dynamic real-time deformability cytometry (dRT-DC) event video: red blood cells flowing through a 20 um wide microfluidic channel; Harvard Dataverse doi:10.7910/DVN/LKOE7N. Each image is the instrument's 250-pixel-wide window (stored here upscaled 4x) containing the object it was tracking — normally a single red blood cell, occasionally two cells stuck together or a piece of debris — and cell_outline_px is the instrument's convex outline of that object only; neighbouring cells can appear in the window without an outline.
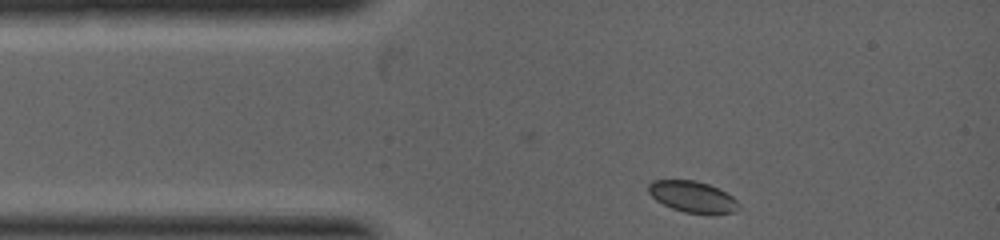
{"species": "common noctule bat (a hibernating species)", "species_latin": "Nyctalus noctula", "temperature_condition": "warm", "stored_images_in_passage": 6, "camera_frame_rate_fps": 5000, "um_per_image_px": 0.085, "animal": {"sex": "female", "body_mass_g": 19.0, "forearm_length_mm": 53.3}, "frame": {"image": 1, "passage_image": 1, "time_ms": 0.0, "image_size_px": [1000, 240], "cell_outline_px": [[740, 208], [736, 212], [716, 216], [708, 216], [684, 212], [672, 208], [656, 200], [648, 192], [648, 184], [652, 180], [696, 180], [708, 184], [732, 196], [736, 200]], "centroid_in_image_um": [58.91, 16.77], "position_along_channel_um": 26.1, "area_um2": 16.88}}
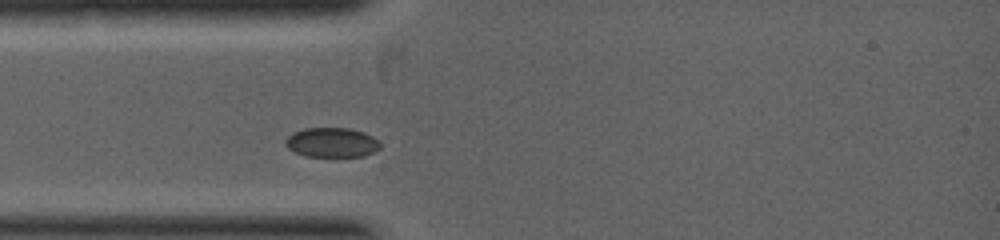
{"frame": {"image": 2, "passage_image": 4, "time_ms": 0.8, "image_size_px": [1000, 240], "cell_outline_px": [[380, 148], [364, 156], [304, 156], [288, 148], [284, 144], [284, 140], [292, 132], [304, 128], [348, 128], [364, 132], [372, 136], [380, 144]], "centroid_in_image_um": [28.16, 12.1], "position_along_channel_um": 56.8, "area_um2": 16.3}}
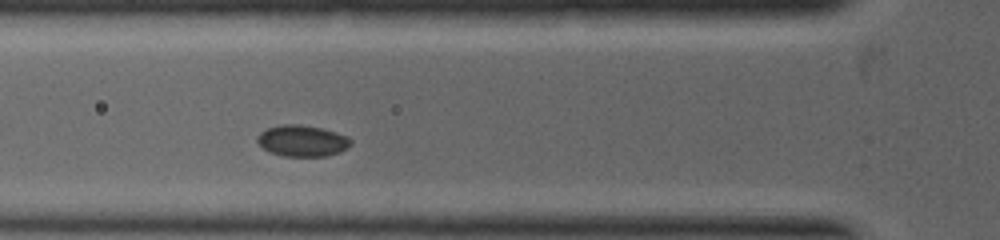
{"frame": {"image": 3, "passage_image": 6, "time_ms": 1.4, "image_size_px": [1000, 240], "cell_outline_px": [[352, 144], [348, 148], [340, 152], [328, 156], [284, 156], [272, 152], [264, 148], [256, 140], [256, 136], [260, 132], [268, 128], [284, 124], [300, 124], [324, 128], [348, 136], [352, 140]], "centroid_in_image_um": [25.74, 11.96], "position_along_channel_um": 100.1, "area_um2": 17.17}}